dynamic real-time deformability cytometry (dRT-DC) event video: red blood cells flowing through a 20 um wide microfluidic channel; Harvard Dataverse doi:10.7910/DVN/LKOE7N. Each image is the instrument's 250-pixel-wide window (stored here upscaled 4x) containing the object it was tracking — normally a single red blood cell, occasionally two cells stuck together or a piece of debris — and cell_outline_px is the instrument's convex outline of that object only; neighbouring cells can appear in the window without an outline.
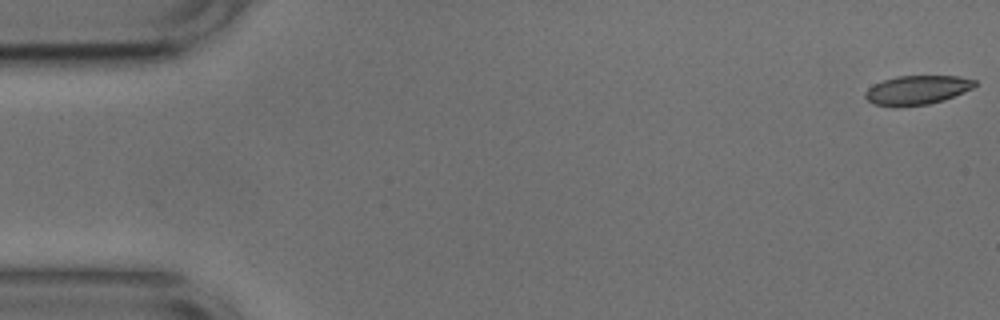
{"species": "common noctule bat (a hibernating species)", "species_latin": "Nyctalus noctula", "temperature_condition": "cold", "stored_images_in_passage": 53, "camera_frame_rate_fps": 3000, "um_per_image_px": 0.085, "animal": {"sex": "male", "body_mass_g": 17.9, "forearm_length_mm": 54.2}, "frame": {"image": 1, "passage_image": 1, "time_ms": 0.0, "image_size_px": [1000, 320], "cell_outline_px": [[976, 84], [972, 88], [964, 92], [944, 100], [928, 104], [900, 108], [892, 108], [872, 104], [864, 96], [864, 92], [868, 88], [884, 80], [896, 76], [960, 76], [976, 80]], "centroid_in_image_um": [77.92, 7.68], "position_along_channel_um": 7.1, "area_um2": 18.9}}
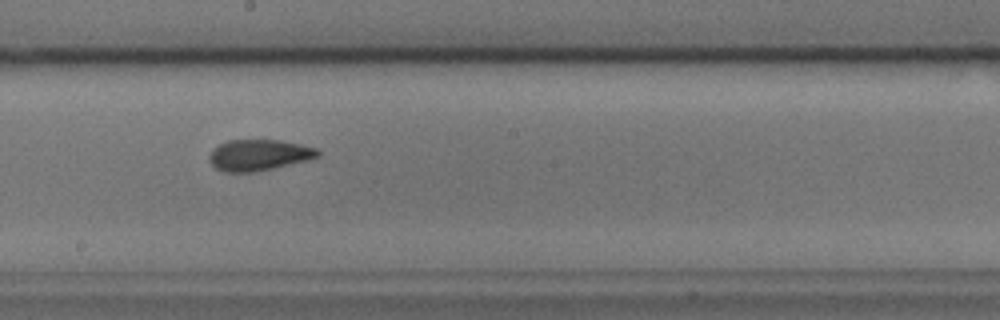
{"frame": {"image": 2, "passage_image": 29, "time_ms": 9.333, "image_size_px": [1000, 320], "cell_outline_px": [[320, 156], [308, 160], [256, 172], [224, 172], [216, 168], [208, 160], [208, 156], [220, 144], [228, 140], [280, 140], [300, 144], [316, 148], [320, 152]], "centroid_in_image_um": [22.02, 13.18], "position_along_channel_um": 226.2, "area_um2": 19.59}}
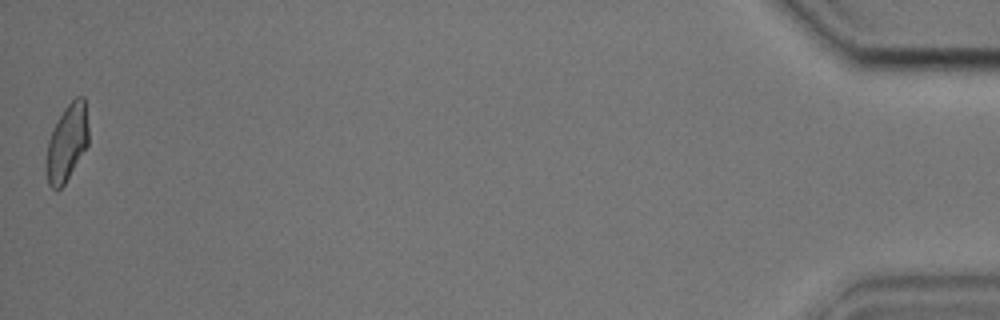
{"frame": {"image": 3, "passage_image": 53, "time_ms": 17.333, "image_size_px": [1000, 320], "cell_outline_px": [[88, 144], [64, 184], [56, 192], [48, 184], [48, 140], [64, 108], [76, 96], [84, 96], [88, 128]], "centroid_in_image_um": [5.72, 12.1], "position_along_channel_um": 429.5, "area_um2": 18.21}, "authors_computed_cell_mechanics": {"area_um2": 19.4786, "velocity_mm_per_s": 3.7435, "shape_relaxation_time_tau1_ms": 8.6772, "shape_relaxation_time_tau2_ms": 1.5112, "deformation_change_tau1": 0.1974, "deformation_change_tau2": 0.0708}}